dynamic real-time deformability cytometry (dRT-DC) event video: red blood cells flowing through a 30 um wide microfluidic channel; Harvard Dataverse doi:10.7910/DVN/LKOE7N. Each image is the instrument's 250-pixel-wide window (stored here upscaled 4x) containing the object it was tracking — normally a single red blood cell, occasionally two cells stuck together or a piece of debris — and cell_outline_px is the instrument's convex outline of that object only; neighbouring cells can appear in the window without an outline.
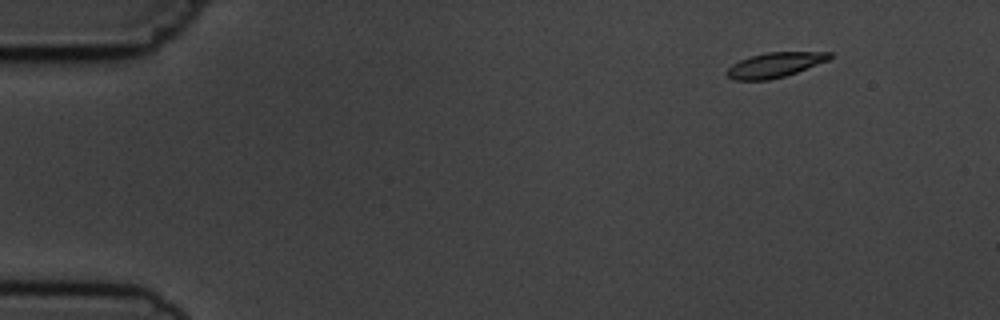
{"species": "common noctule bat (a hibernating species)", "species_latin": "Nyctalus noctula", "temperature_condition": "cold", "stored_images_in_passage": 4, "camera_frame_rate_fps": 3000, "um_per_image_px": 0.085, "animal": {"sex": "male", "body_mass_g": 19.5, "forearm_length_mm": 54.6}, "frame": {"image": 1, "passage_image": 1, "time_ms": 0.0, "image_size_px": [1000, 320], "cell_outline_px": [[832, 56], [828, 60], [796, 72], [784, 76], [768, 80], [736, 80], [728, 76], [724, 72], [732, 64], [740, 60], [752, 56], [768, 52], [832, 52]], "centroid_in_image_um": [65.84, 5.52], "position_along_channel_um": 19.2, "area_um2": 14.68}}
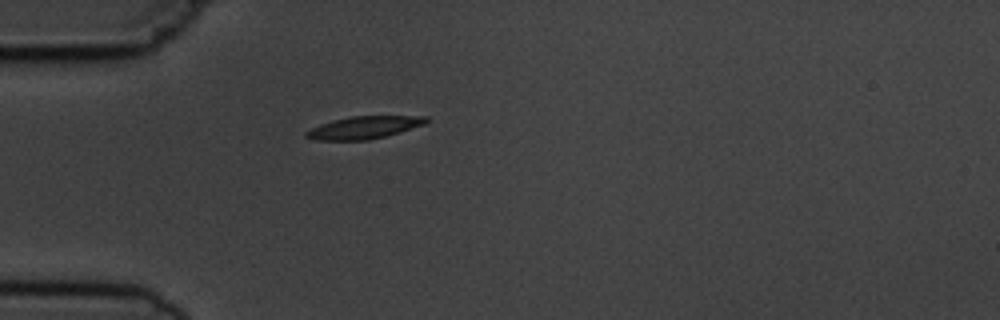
{"frame": {"image": 2, "passage_image": 4, "time_ms": 3.333, "image_size_px": [1000, 320], "cell_outline_px": [[428, 120], [424, 124], [400, 132], [368, 140], [312, 140], [304, 136], [304, 132], [320, 124], [332, 120], [352, 116], [428, 116]], "centroid_in_image_um": [30.9, 10.84], "position_along_channel_um": 54.1, "area_um2": 15.66}}